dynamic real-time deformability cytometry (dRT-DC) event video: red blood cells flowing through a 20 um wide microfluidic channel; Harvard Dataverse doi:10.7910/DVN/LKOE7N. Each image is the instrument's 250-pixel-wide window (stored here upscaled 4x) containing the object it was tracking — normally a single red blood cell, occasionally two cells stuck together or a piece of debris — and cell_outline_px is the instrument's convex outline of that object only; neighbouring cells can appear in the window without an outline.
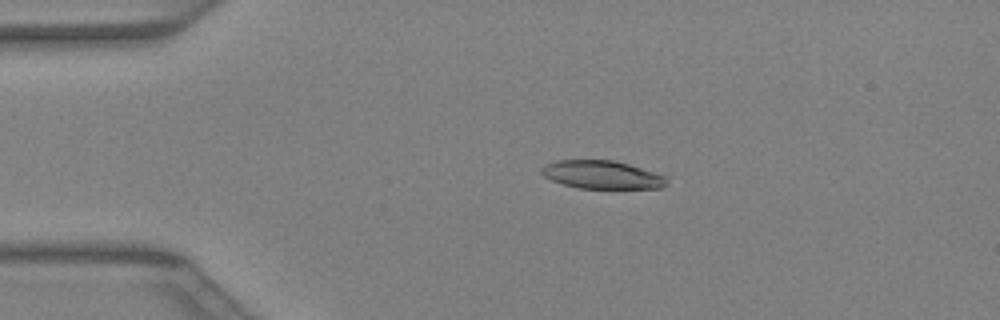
{"species": "Egyptian fruit bat (a non-hibernating species)", "species_latin": "Rousettus aegyptiacus", "temperature_condition": "warm", "stored_images_in_passage": 40, "camera_frame_rate_fps": 3000, "um_per_image_px": 0.085, "animal": {"sex": "female"}, "frame": {"image": 1, "passage_image": 8, "time_ms": 2.333, "image_size_px": [1000, 320], "cell_outline_px": [[668, 184], [660, 188], [580, 188], [564, 184], [552, 180], [544, 176], [540, 172], [540, 168], [544, 164], [556, 160], [612, 160], [628, 164], [668, 176]], "centroid_in_image_um": [51.18, 14.84], "position_along_channel_um": 33.8, "area_um2": 20.58}}
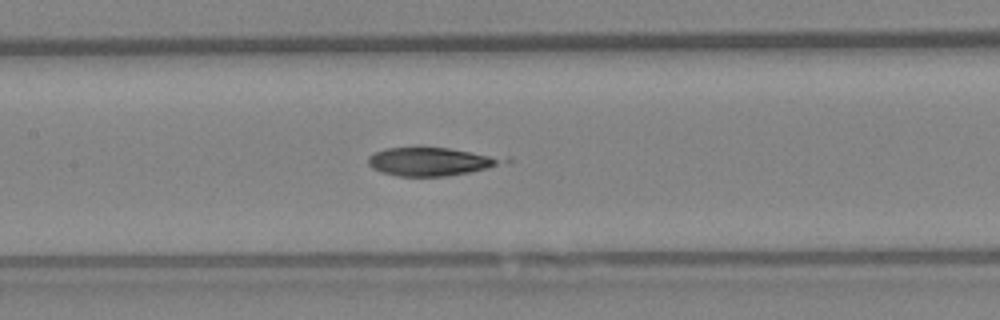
{"frame": {"image": 2, "passage_image": 19, "time_ms": 6.0, "image_size_px": [1000, 320], "cell_outline_px": [[512, 160], [488, 168], [468, 172], [444, 176], [396, 176], [380, 172], [372, 168], [368, 164], [368, 156], [384, 148], [448, 148], [508, 156]], "centroid_in_image_um": [36.7, 13.73], "position_along_channel_um": 170.7, "area_um2": 22.48}}
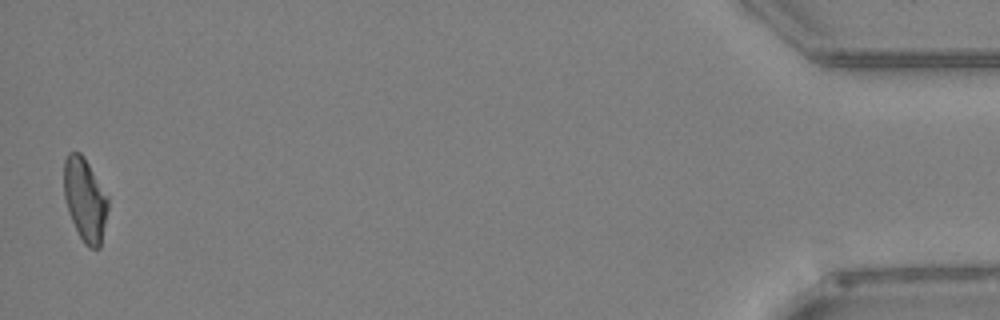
{"frame": {"image": 3, "passage_image": 40, "time_ms": 13.0, "image_size_px": [1000, 320], "cell_outline_px": [[108, 208], [100, 248], [88, 248], [84, 244], [68, 212], [64, 196], [64, 160], [68, 152], [80, 152], [84, 156], [108, 196]], "centroid_in_image_um": [7.22, 16.95], "position_along_channel_um": 428.0, "area_um2": 21.39}}